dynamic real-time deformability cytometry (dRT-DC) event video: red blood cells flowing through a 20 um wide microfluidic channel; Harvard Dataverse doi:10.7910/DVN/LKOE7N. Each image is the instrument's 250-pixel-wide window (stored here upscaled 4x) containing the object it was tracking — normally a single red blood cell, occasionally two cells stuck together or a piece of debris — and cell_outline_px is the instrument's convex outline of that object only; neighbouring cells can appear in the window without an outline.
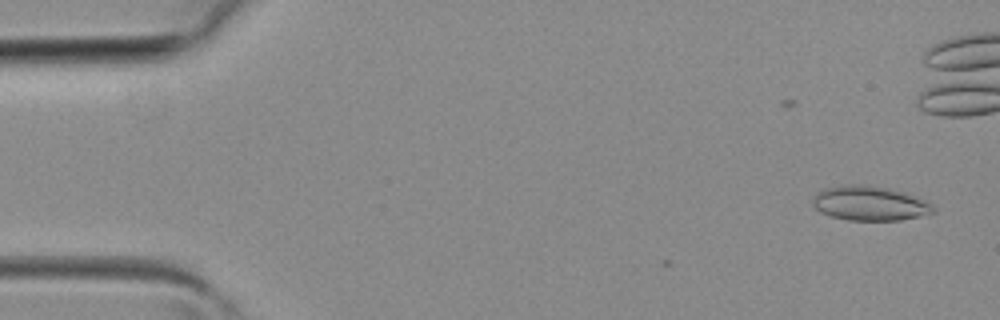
{"species": "common noctule bat (a hibernating species)", "species_latin": "Nyctalus noctula", "temperature_condition": "room temperature", "stored_images_in_passage": 4, "camera_frame_rate_fps": 3000, "um_per_image_px": 0.085, "animal": {"sex": "female", "body_mass_g": 19.3, "forearm_length_mm": 54.1}, "frame": {"image": 1, "passage_image": 4, "time_ms": 1.0, "image_size_px": [1000, 320], "cell_outline_px": [[936, 212], [900, 220], [848, 220], [832, 216], [820, 212], [812, 204], [812, 200], [816, 192], [824, 188], [840, 184], [864, 184], [888, 188], [904, 192], [916, 196], [932, 204]], "centroid_in_image_um": [73.9, 17.26], "position_along_channel_um": 11.1, "area_um2": 24.39}}